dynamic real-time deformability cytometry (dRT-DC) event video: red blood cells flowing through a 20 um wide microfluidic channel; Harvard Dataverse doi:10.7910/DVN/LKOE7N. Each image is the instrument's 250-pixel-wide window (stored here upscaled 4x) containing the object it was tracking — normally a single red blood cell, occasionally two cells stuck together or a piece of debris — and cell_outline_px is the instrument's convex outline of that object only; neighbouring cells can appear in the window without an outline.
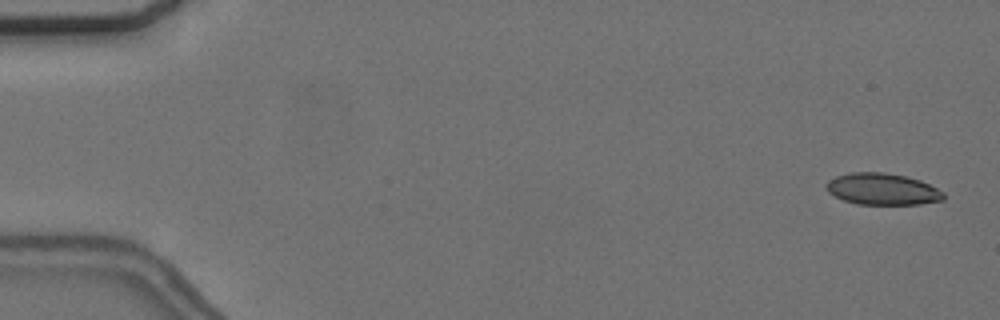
{"species": "common noctule bat (a hibernating species)", "species_latin": "Nyctalus noctula", "temperature_condition": "cold", "stored_images_in_passage": 12, "camera_frame_rate_fps": 3000, "um_per_image_px": 0.085, "animal": {"sex": "female", "body_mass_g": 24.6, "forearm_length_mm": 56.2}, "frame": {"image": 1, "passage_image": 1, "time_ms": 0.0, "image_size_px": [1000, 320], "cell_outline_px": [[944, 200], [920, 204], [856, 204], [844, 200], [828, 192], [824, 188], [824, 184], [828, 180], [836, 176], [848, 172], [884, 172], [904, 176], [920, 180], [944, 192]], "centroid_in_image_um": [74.97, 16.07], "position_along_channel_um": 10.0, "area_um2": 21.68}}